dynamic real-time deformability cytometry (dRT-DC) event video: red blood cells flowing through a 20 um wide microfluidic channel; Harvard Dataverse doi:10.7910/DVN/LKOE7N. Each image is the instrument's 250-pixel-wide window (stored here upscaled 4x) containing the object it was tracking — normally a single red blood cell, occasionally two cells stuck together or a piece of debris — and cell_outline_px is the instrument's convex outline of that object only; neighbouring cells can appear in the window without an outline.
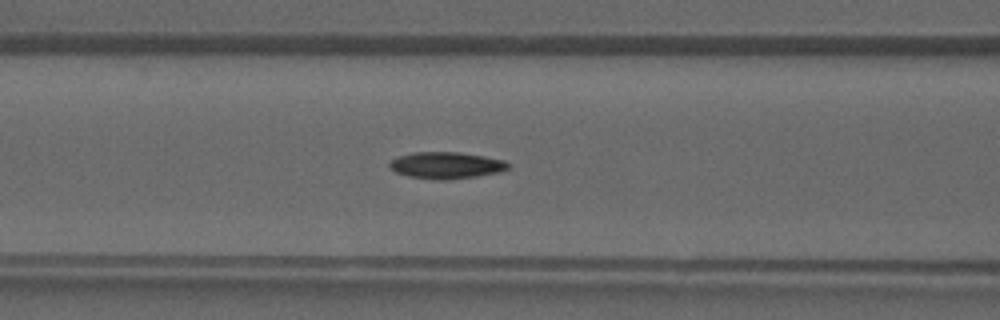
{"species": "common noctule bat (a hibernating species)", "species_latin": "Nyctalus noctula", "temperature_condition": "warm", "stored_images_in_passage": 41, "camera_frame_rate_fps": 3000, "um_per_image_px": 0.085, "animal": {"sex": "male", "forearm_length_mm": 52.5}, "frame": {"image": 1, "passage_image": 17, "time_ms": 5.333, "image_size_px": [1000, 320], "cell_outline_px": [[512, 164], [508, 168], [500, 172], [476, 176], [448, 180], [440, 180], [408, 176], [396, 172], [388, 168], [388, 164], [392, 160], [400, 156], [412, 152], [460, 152], [484, 156], [504, 160]], "centroid_in_image_um": [37.94, 14.05], "position_along_channel_um": 128.7, "area_um2": 18.5}}
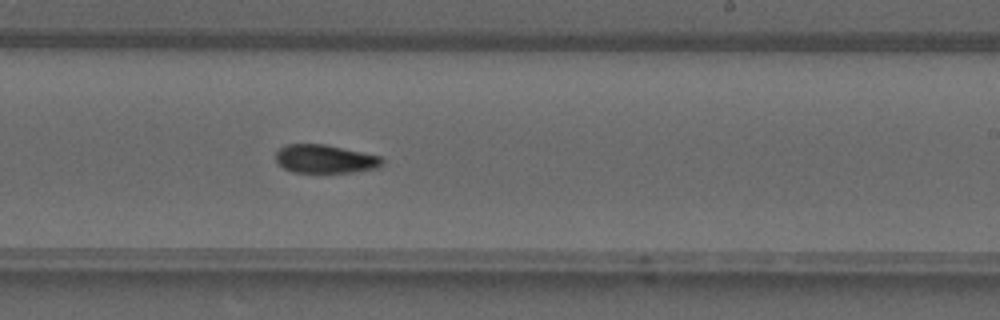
{"frame": {"image": 2, "passage_image": 25, "time_ms": 8.0, "image_size_px": [1000, 320], "cell_outline_px": [[384, 160], [376, 168], [352, 172], [292, 172], [284, 168], [276, 160], [276, 152], [280, 148], [288, 144], [324, 144], [380, 156]], "centroid_in_image_um": [27.6, 13.51], "position_along_channel_um": 261.4, "area_um2": 17.34}}
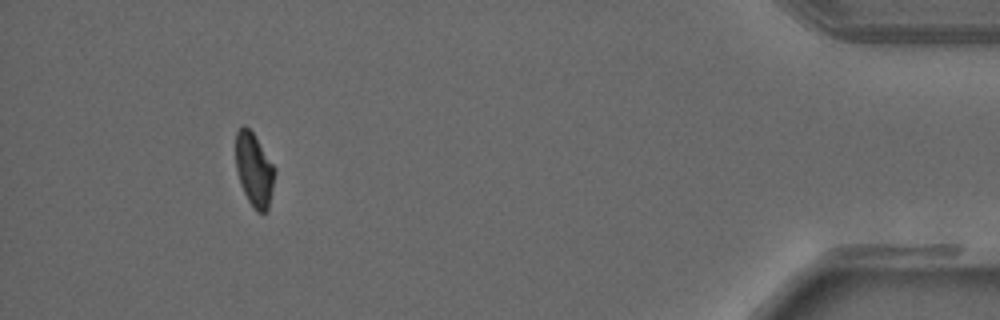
{"frame": {"image": 3, "passage_image": 38, "time_ms": 12.333, "image_size_px": [1000, 320], "cell_outline_px": [[276, 172], [268, 212], [256, 212], [248, 200], [244, 192], [236, 168], [236, 132], [244, 124], [252, 132], [276, 168]], "centroid_in_image_um": [21.63, 14.45], "position_along_channel_um": 413.6, "area_um2": 16.65}}